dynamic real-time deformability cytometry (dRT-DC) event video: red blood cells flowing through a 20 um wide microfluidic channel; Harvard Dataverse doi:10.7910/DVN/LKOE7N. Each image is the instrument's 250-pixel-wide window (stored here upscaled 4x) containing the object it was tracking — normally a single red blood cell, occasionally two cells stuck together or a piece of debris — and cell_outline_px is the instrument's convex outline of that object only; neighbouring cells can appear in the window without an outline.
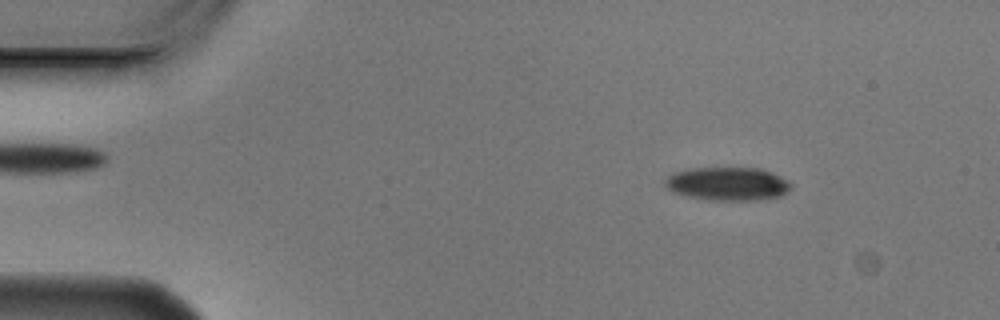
{"species": "Egyptian fruit bat (a non-hibernating species)", "species_latin": "Rousettus aegyptiacus", "temperature_condition": "cold", "stored_images_in_passage": 5, "segment_of_instrument_passage": [1, 2], "camera_frame_rate_fps": 3000, "um_per_image_px": 0.085, "animal": {"sex": "male"}, "frame": {"image": 1, "passage_image": 2, "time_ms": 0.333, "image_size_px": [1000, 320], "cell_outline_px": [[792, 188], [788, 192], [780, 196], [756, 200], [712, 200], [688, 196], [672, 192], [664, 184], [664, 180], [668, 176], [676, 172], [692, 168], [760, 168], [780, 176], [788, 180], [792, 184]], "centroid_in_image_um": [61.88, 15.62], "position_along_channel_um": 23.1, "area_um2": 24.45}}